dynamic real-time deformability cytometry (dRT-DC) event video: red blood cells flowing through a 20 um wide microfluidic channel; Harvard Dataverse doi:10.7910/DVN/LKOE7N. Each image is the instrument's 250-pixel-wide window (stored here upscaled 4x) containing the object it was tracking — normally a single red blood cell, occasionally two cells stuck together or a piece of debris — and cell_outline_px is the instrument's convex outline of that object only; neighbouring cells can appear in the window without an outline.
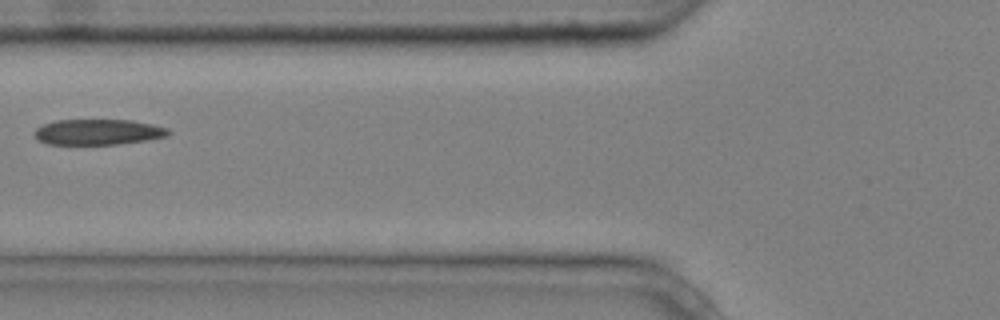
{"species": "common noctule bat (a hibernating species)", "species_latin": "Nyctalus noctula", "temperature_condition": "cold", "stored_images_in_passage": 3, "camera_frame_rate_fps": 3000, "um_per_image_px": 0.085, "animal": {"sex": "male", "body_mass_g": 20.4}, "frame": {"image": 1, "passage_image": 3, "time_ms": 0.667, "image_size_px": [1000, 320], "cell_outline_px": [[172, 132], [168, 136], [120, 144], [48, 144], [36, 140], [32, 132], [36, 128], [44, 124], [56, 120], [132, 120], [152, 124], [168, 128]], "centroid_in_image_um": [8.31, 11.22], "position_along_channel_um": 117.5, "area_um2": 20.11}}